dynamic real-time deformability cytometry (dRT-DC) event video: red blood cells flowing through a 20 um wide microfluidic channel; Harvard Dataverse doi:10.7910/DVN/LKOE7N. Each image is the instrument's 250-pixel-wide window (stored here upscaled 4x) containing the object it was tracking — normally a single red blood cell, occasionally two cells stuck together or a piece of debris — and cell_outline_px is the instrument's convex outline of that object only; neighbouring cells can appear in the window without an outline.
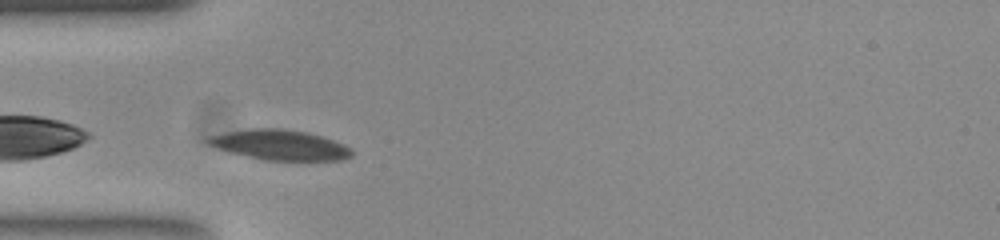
{"species": "common noctule bat (a hibernating species)", "species_latin": "Nyctalus noctula", "temperature_condition": "room temperature", "stored_images_in_passage": 31, "camera_frame_rate_fps": 3000, "um_per_image_px": 0.085, "animal": {"sex": "female", "body_mass_g": 23.0, "forearm_length_mm": 53.4}, "frame": {"image": 1, "passage_image": 1, "time_ms": 0.0, "image_size_px": [1000, 240], "cell_outline_px": [[352, 156], [340, 160], [264, 160], [232, 152], [220, 148], [212, 144], [208, 140], [208, 136], [224, 132], [248, 128], [276, 128], [308, 132], [344, 144], [352, 148]], "centroid_in_image_um": [23.84, 12.31], "position_along_channel_um": 61.2, "area_um2": 24.85}}
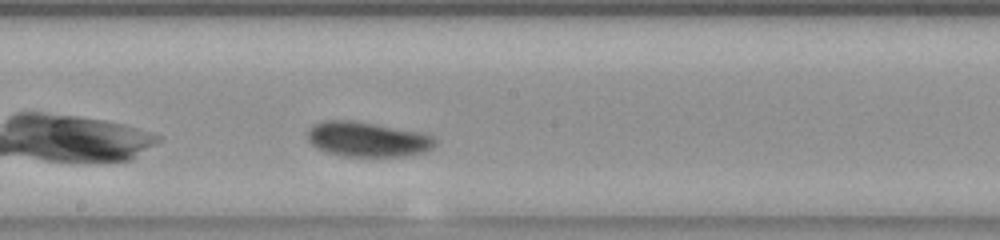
{"frame": {"image": 2, "passage_image": 14, "time_ms": 4.333, "image_size_px": [1000, 240], "cell_outline_px": [[436, 144], [432, 148], [424, 152], [404, 156], [344, 156], [328, 152], [312, 144], [308, 140], [308, 132], [316, 124], [324, 120], [352, 120], [420, 132], [432, 136], [436, 140]], "centroid_in_image_um": [31.27, 11.84], "position_along_channel_um": 216.9, "area_um2": 25.55}}
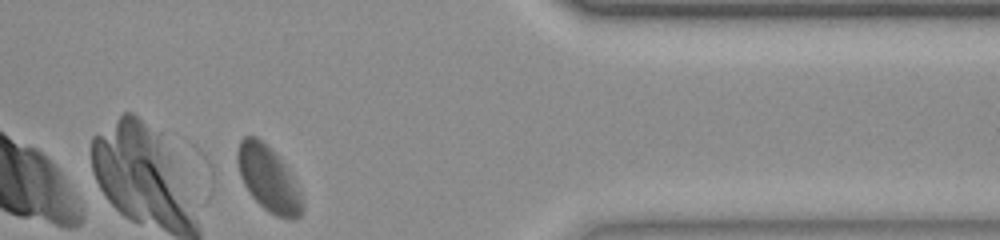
{"frame": {"image": 3, "passage_image": 30, "time_ms": 9.667, "image_size_px": [1000, 240], "cell_outline_px": [[304, 208], [300, 216], [292, 220], [288, 220], [276, 216], [268, 212], [248, 192], [240, 176], [236, 160], [236, 152], [240, 140], [244, 136], [256, 136], [280, 160], [304, 200]], "centroid_in_image_um": [22.78, 15.25], "position_along_channel_um": 388.6, "area_um2": 24.16}, "authors_computed_cell_mechanics": {"area_um2": 24.9118, "velocity_mm_per_s": 3.6455, "shape_relaxation_time_tau1_ms": 6.3212, "shape_relaxation_time_tau2_ms": 2.1527, "deformation_change_tau1": 0.131, "deformation_change_tau2": 0.0352}}